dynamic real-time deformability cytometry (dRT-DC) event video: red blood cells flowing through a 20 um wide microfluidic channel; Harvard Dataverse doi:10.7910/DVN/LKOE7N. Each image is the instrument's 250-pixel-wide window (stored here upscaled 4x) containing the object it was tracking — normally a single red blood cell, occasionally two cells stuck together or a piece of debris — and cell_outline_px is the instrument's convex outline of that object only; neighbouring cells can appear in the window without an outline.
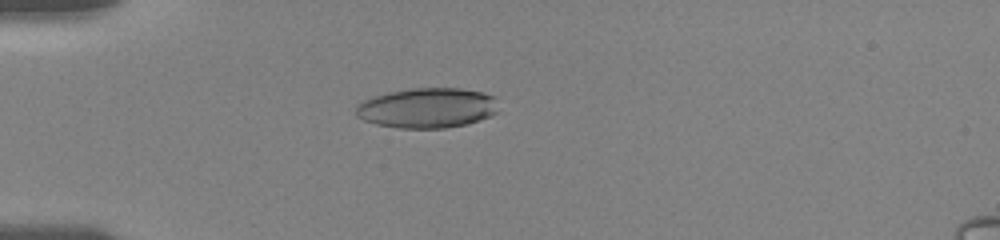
{"species": "human", "species_latin": "Homo sapiens", "temperature_condition": "room temperature", "stored_images_in_passage": 26, "camera_frame_rate_fps": 3000, "um_per_image_px": 0.085, "donor": {"sex": "female"}, "frame": {"image": 1, "passage_image": 22, "time_ms": 5.0, "image_size_px": [1000, 240], "cell_outline_px": [[496, 112], [492, 116], [468, 124], [444, 128], [400, 128], [376, 124], [364, 120], [356, 116], [356, 104], [372, 96], [388, 92], [412, 88], [460, 88], [484, 92], [496, 96]], "centroid_in_image_um": [36.32, 9.17], "position_along_channel_um": 48.7, "area_um2": 33.58}}